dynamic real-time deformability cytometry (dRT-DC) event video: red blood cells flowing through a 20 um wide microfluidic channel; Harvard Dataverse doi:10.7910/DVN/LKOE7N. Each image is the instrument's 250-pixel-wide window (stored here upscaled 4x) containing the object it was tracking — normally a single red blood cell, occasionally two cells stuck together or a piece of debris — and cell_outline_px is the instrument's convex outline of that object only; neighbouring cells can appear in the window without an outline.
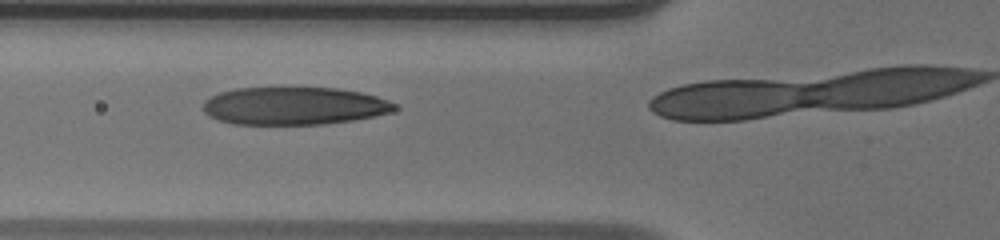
{"species": "human", "species_latin": "Homo sapiens", "temperature_condition": "warm", "stored_images_in_passage": 13, "camera_frame_rate_fps": 3000, "um_per_image_px": 0.085, "donor": {"sex": "male"}, "frame": {"image": 1, "passage_image": 10, "time_ms": 3.0, "image_size_px": [1000, 240], "cell_outline_px": [[400, 108], [392, 112], [356, 120], [324, 124], [232, 124], [208, 116], [204, 112], [204, 100], [220, 92], [236, 88], [336, 88], [360, 92], [376, 96], [388, 100], [396, 104]], "centroid_in_image_um": [25.03, 9.01], "position_along_channel_um": 100.8, "area_um2": 42.25}}